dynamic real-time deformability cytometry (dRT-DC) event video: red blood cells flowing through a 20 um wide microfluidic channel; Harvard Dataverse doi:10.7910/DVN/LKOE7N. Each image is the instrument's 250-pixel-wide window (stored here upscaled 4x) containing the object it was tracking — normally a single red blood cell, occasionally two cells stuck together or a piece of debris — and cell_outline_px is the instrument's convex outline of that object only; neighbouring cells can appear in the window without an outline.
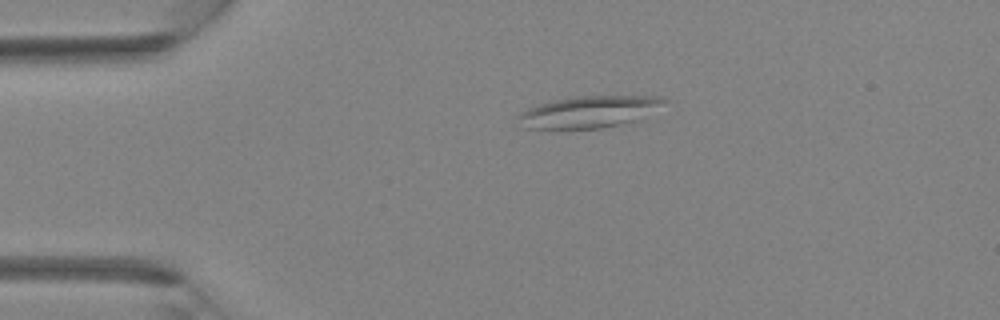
{"species": "Egyptian fruit bat (a non-hibernating species)", "species_latin": "Rousettus aegyptiacus", "temperature_condition": "room temperature", "stored_images_in_passage": 32, "camera_frame_rate_fps": 3000, "um_per_image_px": 0.085, "animal": {"sex": "female"}, "frame": {"image": 1, "passage_image": 1, "time_ms": 0.0, "image_size_px": [1000, 320], "cell_outline_px": [[668, 100], [636, 120], [620, 124], [600, 128], [528, 128], [516, 116], [520, 112], [528, 108], [540, 104], [572, 96], [660, 96]], "centroid_in_image_um": [50.05, 9.49], "position_along_channel_um": 34.9, "area_um2": 26.24}}
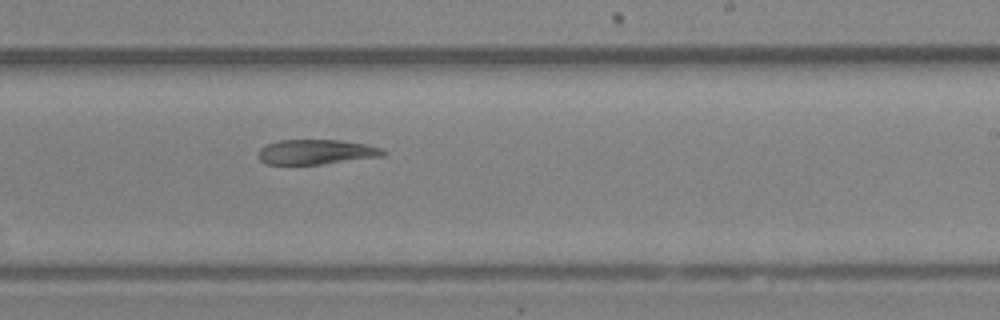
{"frame": {"image": 2, "passage_image": 17, "time_ms": 5.333, "image_size_px": [1000, 320], "cell_outline_px": [[388, 152], [384, 156], [320, 164], [268, 164], [260, 160], [256, 156], [260, 148], [268, 144], [280, 140], [340, 140], [368, 144], [384, 148]], "centroid_in_image_um": [26.92, 12.91], "position_along_channel_um": 262.1, "area_um2": 18.21}}
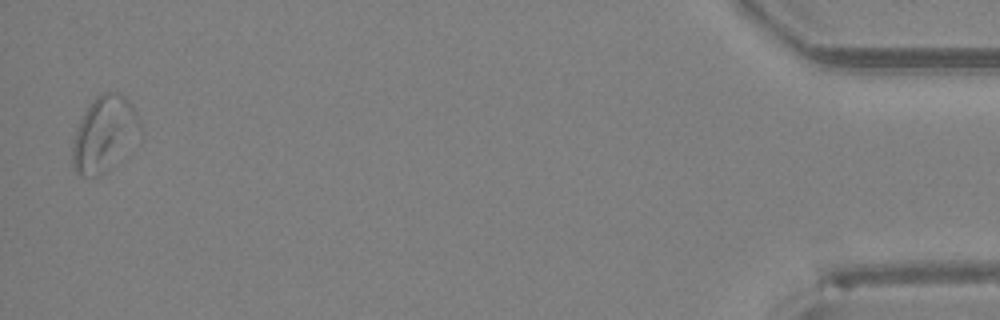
{"frame": {"image": 3, "passage_image": 32, "time_ms": 10.333, "image_size_px": [1000, 320], "cell_outline_px": [[144, 128], [108, 168], [104, 172], [96, 176], [80, 176], [72, 168], [72, 148], [76, 128], [84, 112], [92, 100], [96, 96], [104, 92], [112, 92], [124, 96], [132, 104]], "centroid_in_image_um": [8.84, 11.35], "position_along_channel_um": 426.4, "area_um2": 29.13}}